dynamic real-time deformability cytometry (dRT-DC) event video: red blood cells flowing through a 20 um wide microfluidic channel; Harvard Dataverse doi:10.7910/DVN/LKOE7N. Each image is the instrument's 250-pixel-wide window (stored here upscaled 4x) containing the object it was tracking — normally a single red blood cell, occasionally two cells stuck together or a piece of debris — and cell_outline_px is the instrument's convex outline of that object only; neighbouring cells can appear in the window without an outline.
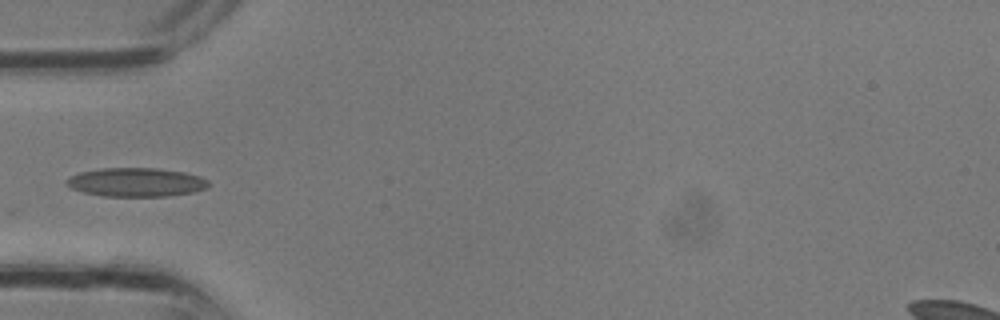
{"species": "common noctule bat (a hibernating species)", "species_latin": "Nyctalus noctula", "temperature_condition": "room temperature", "stored_images_in_passage": 4, "camera_frame_rate_fps": 3000, "um_per_image_px": 0.085, "animal": {"sex": "male", "body_mass_g": 13.3}, "frame": {"image": 1, "passage_image": 4, "time_ms": 1.0, "image_size_px": [1000, 320], "cell_outline_px": [[208, 188], [196, 192], [164, 196], [104, 196], [84, 192], [72, 188], [64, 180], [80, 172], [100, 168], [156, 168], [184, 172], [200, 176], [208, 180]], "centroid_in_image_um": [11.61, 15.49], "position_along_channel_um": 73.4, "area_um2": 23.76}}